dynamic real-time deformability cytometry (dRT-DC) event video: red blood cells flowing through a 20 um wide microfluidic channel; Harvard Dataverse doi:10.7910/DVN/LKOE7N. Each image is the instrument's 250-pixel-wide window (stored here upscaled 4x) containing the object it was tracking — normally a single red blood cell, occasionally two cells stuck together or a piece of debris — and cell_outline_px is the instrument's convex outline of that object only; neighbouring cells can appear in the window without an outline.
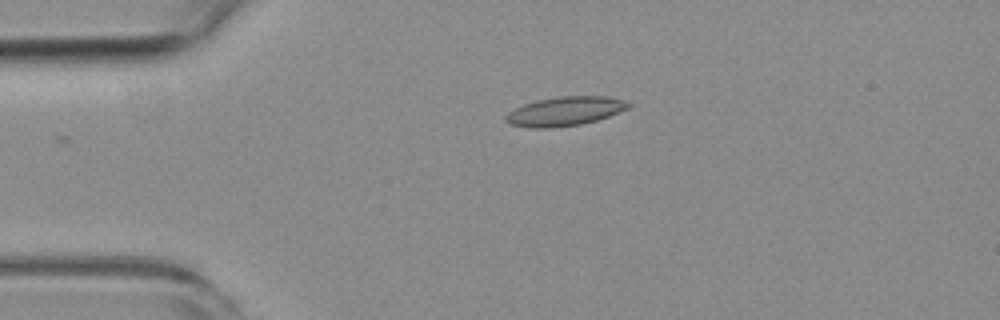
{"species": "common noctule bat (a hibernating species)", "species_latin": "Nyctalus noctula", "temperature_condition": "room temperature", "stored_images_in_passage": 3, "camera_frame_rate_fps": 3000, "um_per_image_px": 0.085, "animal": {"sex": "female", "body_mass_g": 19.3, "forearm_length_mm": 54.1}, "frame": {"image": 1, "passage_image": 3, "time_ms": 2.333, "image_size_px": [1000, 320], "cell_outline_px": [[632, 104], [628, 108], [608, 116], [596, 120], [580, 124], [552, 128], [528, 128], [508, 124], [504, 120], [504, 116], [508, 112], [524, 104], [536, 100], [560, 96], [608, 96], [624, 100]], "centroid_in_image_um": [47.98, 9.46], "position_along_channel_um": 37.0, "area_um2": 20.87}}